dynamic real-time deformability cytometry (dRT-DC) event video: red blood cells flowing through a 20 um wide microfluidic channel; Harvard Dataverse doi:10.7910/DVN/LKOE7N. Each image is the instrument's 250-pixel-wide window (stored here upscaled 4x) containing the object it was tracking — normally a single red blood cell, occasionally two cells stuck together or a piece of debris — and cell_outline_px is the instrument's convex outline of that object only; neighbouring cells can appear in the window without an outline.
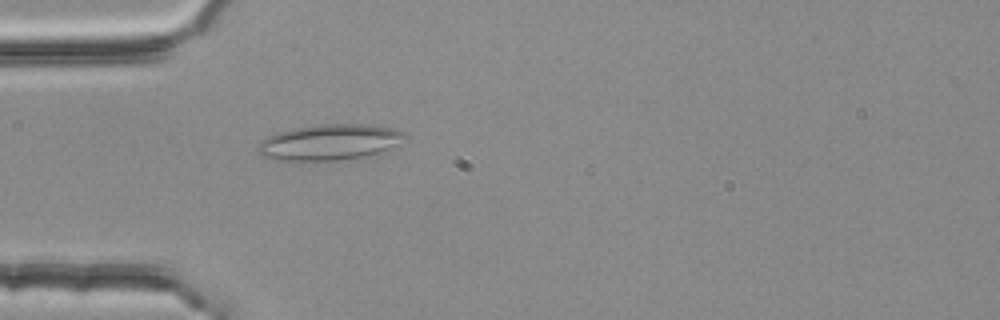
{"species": "common noctule bat (a hibernating species)", "species_latin": "Nyctalus noctula", "temperature_condition": "room temperature", "stored_images_in_passage": 2, "camera_frame_rate_fps": 3000, "um_per_image_px": 0.085, "animal": {"sex": "female", "body_mass_g": 25.1}, "frame": {"image": 1, "passage_image": 1, "time_ms": 0.0, "image_size_px": [1000, 320], "cell_outline_px": [[408, 136], [396, 144], [380, 152], [360, 156], [336, 160], [280, 160], [260, 156], [256, 148], [268, 136], [280, 132], [296, 128], [320, 124], [368, 124], [396, 128], [408, 132]], "centroid_in_image_um": [28.04, 12.07], "position_along_channel_um": 57.0, "area_um2": 30.29}}